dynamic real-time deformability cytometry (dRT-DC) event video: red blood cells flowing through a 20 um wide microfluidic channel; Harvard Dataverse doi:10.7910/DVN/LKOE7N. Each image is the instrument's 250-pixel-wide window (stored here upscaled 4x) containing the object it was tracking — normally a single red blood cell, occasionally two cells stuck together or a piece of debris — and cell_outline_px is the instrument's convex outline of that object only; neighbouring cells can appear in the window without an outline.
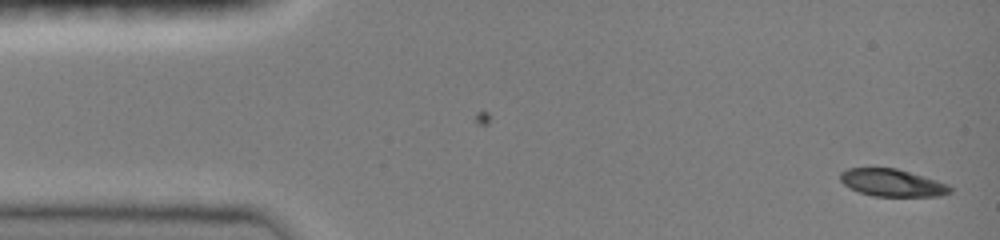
{"species": "common noctule bat (a hibernating species)", "species_latin": "Nyctalus noctula", "temperature_condition": "room temperature", "stored_images_in_passage": 13, "camera_frame_rate_fps": 3000, "um_per_image_px": 0.085, "animal": {"sex": "female", "body_mass_g": 19.0, "forearm_length_mm": 51.5}, "frame": {"image": 1, "passage_image": 1, "time_ms": 0.0, "image_size_px": [1000, 240], "cell_outline_px": [[952, 192], [936, 196], [872, 196], [860, 192], [844, 184], [840, 180], [840, 172], [848, 168], [896, 168], [936, 180], [948, 184], [952, 188]], "centroid_in_image_um": [75.83, 15.53], "position_along_channel_um": 9.2, "area_um2": 17.34}}
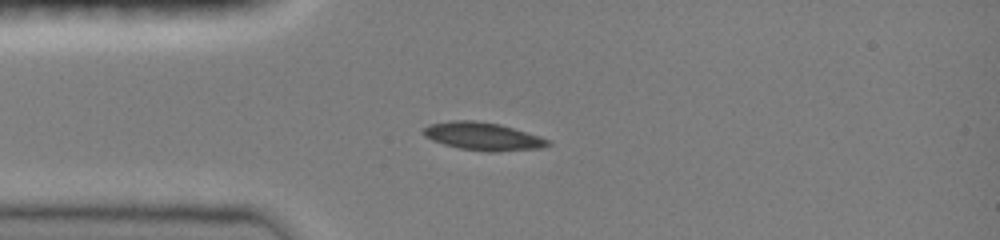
{"frame": {"image": 2, "passage_image": 10, "time_ms": 3.0, "image_size_px": [1000, 240], "cell_outline_px": [[552, 144], [544, 148], [496, 152], [488, 152], [460, 148], [444, 144], [432, 140], [424, 136], [420, 132], [428, 124], [448, 120], [476, 120], [500, 124], [540, 136], [552, 140]], "centroid_in_image_um": [41.06, 11.58], "position_along_channel_um": 43.9, "area_um2": 20.63}}
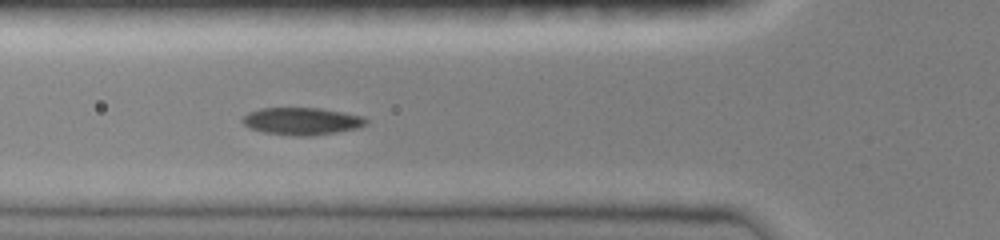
{"frame": {"image": 3, "passage_image": 13, "time_ms": 4.0, "image_size_px": [1000, 240], "cell_outline_px": [[368, 124], [360, 128], [312, 136], [296, 136], [264, 132], [248, 128], [240, 120], [248, 112], [260, 108], [320, 108], [344, 112], [364, 116], [368, 120]], "centroid_in_image_um": [25.68, 10.3], "position_along_channel_um": 100.1, "area_um2": 19.94}}